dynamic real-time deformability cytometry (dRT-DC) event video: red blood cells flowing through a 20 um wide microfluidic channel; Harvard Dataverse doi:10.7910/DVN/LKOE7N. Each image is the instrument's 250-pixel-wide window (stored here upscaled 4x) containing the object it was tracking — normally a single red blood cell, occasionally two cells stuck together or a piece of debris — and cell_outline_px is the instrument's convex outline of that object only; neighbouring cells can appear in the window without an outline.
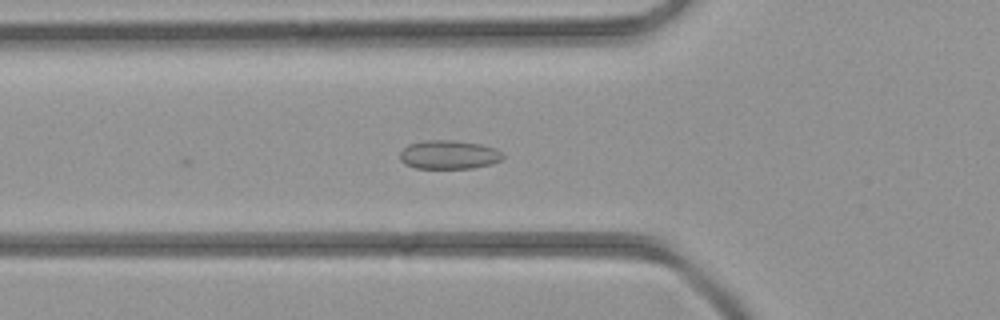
{"species": "common noctule bat (a hibernating species)", "species_latin": "Nyctalus noctula", "temperature_condition": "room temperature", "stored_images_in_passage": 3, "camera_frame_rate_fps": 3000, "um_per_image_px": 0.085, "animal": {"sex": "female", "body_mass_g": 21.9}, "frame": {"image": 1, "passage_image": 3, "time_ms": 0.667, "image_size_px": [1000, 320], "cell_outline_px": [[504, 156], [500, 160], [492, 164], [472, 168], [416, 168], [404, 164], [400, 160], [400, 152], [408, 144], [424, 140], [452, 140], [480, 144], [496, 148]], "centroid_in_image_um": [38.13, 13.15], "position_along_channel_um": 87.7, "area_um2": 17.28}}